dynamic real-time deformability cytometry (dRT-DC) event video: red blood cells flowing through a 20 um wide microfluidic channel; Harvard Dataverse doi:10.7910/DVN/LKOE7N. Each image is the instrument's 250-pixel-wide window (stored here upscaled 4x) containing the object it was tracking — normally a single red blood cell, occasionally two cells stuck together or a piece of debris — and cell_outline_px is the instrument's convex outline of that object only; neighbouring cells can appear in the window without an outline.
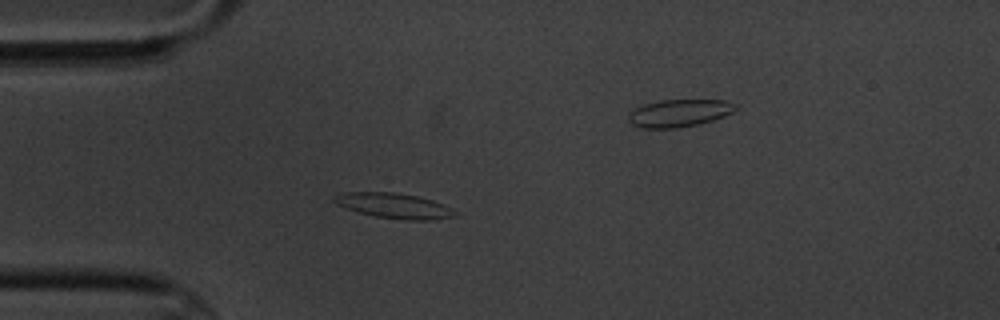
{"species": "common noctule bat (a hibernating species)", "species_latin": "Nyctalus noctula", "temperature_condition": "cold", "stored_images_in_passage": 5, "segment_of_instrument_passage": [1, 2], "camera_frame_rate_fps": 3000, "um_per_image_px": 0.085, "animal": {"sex": "male", "body_mass_g": 20.1, "forearm_length_mm": 53.5}, "frame": {"image": 1, "passage_image": 4, "time_ms": 4.333, "image_size_px": [1000, 320], "cell_outline_px": [[456, 216], [432, 220], [404, 220], [376, 216], [360, 212], [336, 204], [332, 200], [332, 196], [340, 192], [396, 192], [420, 196], [444, 204], [452, 208], [456, 212]], "centroid_in_image_um": [33.51, 17.47], "position_along_channel_um": 51.5, "area_um2": 17.86}}